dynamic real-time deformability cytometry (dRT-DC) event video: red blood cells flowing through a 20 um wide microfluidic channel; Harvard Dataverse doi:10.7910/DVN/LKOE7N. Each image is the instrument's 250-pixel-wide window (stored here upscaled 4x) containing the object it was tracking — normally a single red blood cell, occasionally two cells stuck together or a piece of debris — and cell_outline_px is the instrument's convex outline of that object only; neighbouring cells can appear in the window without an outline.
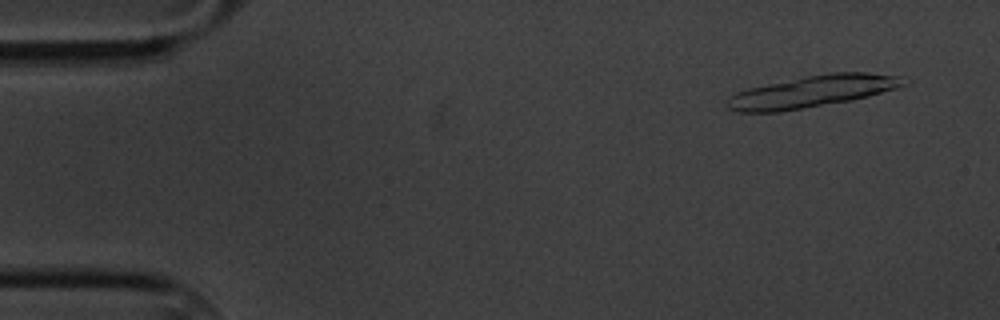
{"species": "common noctule bat (a hibernating species)", "species_latin": "Nyctalus noctula", "temperature_condition": "cold", "stored_images_in_passage": 20, "camera_frame_rate_fps": 3000, "um_per_image_px": 0.085, "animal": {"sex": "male", "body_mass_g": 20.1, "forearm_length_mm": 53.5}, "frame": {"image": 1, "passage_image": 4, "time_ms": 1.0, "image_size_px": [1000, 320], "cell_outline_px": [[912, 80], [908, 84], [896, 88], [868, 96], [852, 100], [780, 112], [740, 112], [728, 108], [724, 104], [728, 96], [736, 92], [748, 88], [808, 76], [832, 72], [864, 72], [904, 76]], "centroid_in_image_um": [69.09, 7.77], "position_along_channel_um": 15.9, "area_um2": 32.83}}